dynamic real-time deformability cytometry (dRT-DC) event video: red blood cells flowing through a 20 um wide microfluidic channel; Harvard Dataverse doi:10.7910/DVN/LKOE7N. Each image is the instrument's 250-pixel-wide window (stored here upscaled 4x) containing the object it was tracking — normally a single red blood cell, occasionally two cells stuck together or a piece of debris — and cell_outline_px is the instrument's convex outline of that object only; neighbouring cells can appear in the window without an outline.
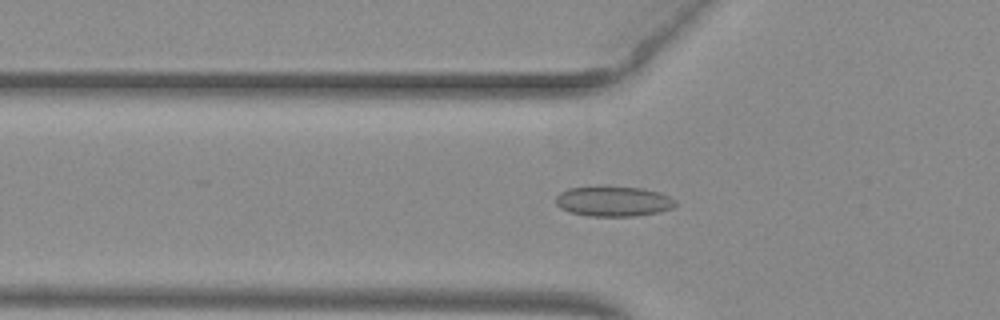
{"species": "common noctule bat (a hibernating species)", "species_latin": "Nyctalus noctula", "temperature_condition": "warm", "stored_images_in_passage": 53, "camera_frame_rate_fps": 3000, "um_per_image_px": 0.085, "animal": {"sex": "female", "body_mass_g": 29.2, "forearm_length_mm": 56.3}, "frame": {"image": 1, "passage_image": 19, "time_ms": 6.0, "image_size_px": [1000, 320], "cell_outline_px": [[676, 204], [672, 208], [660, 212], [632, 216], [588, 216], [572, 212], [560, 208], [556, 204], [556, 196], [560, 192], [568, 188], [644, 188], [660, 192], [676, 200]], "centroid_in_image_um": [52.17, 17.13], "position_along_channel_um": 73.6, "area_um2": 20.58}}
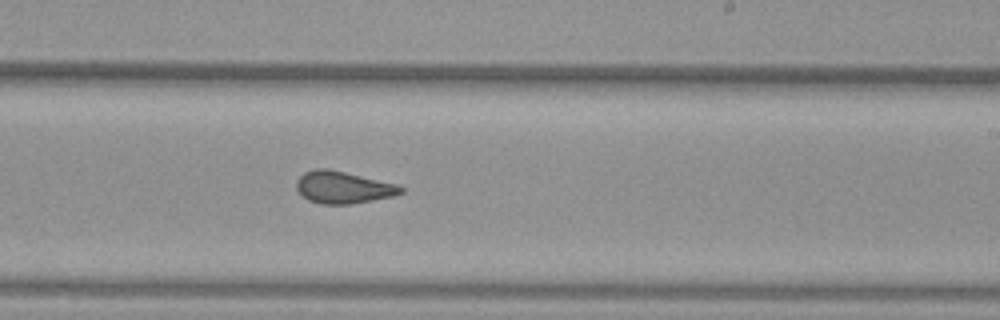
{"frame": {"image": 2, "passage_image": 33, "time_ms": 10.667, "image_size_px": [1000, 320], "cell_outline_px": [[404, 192], [396, 196], [352, 204], [320, 204], [308, 200], [296, 188], [296, 180], [304, 172], [316, 168], [328, 168], [396, 184], [404, 188]], "centroid_in_image_um": [29.17, 15.93], "position_along_channel_um": 259.8, "area_um2": 19.59}}
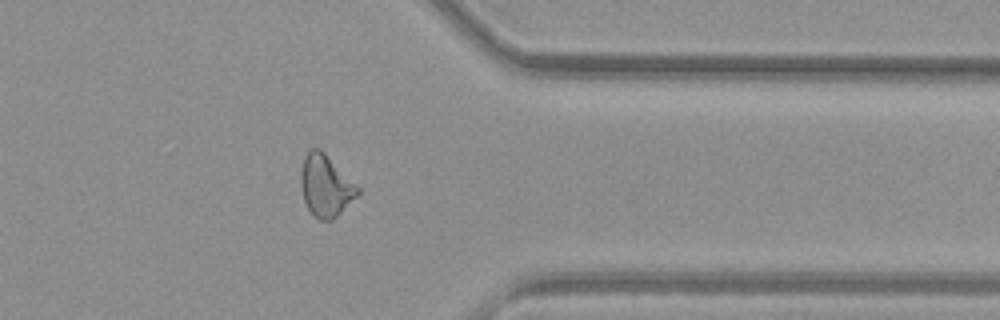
{"frame": {"image": 3, "passage_image": 43, "time_ms": 14.0, "image_size_px": [1000, 320], "cell_outline_px": [[360, 192], [332, 220], [320, 220], [312, 216], [304, 200], [300, 184], [300, 176], [304, 156], [312, 148], [320, 148], [360, 188]], "centroid_in_image_um": [27.65, 15.79], "position_along_channel_um": 383.7, "area_um2": 20.23}, "authors_computed_cell_mechanics": {"area_um2": 20.4612, "velocity_mm_per_s": 3.9839, "shape_relaxation_time_tau1_ms": null, "shape_relaxation_time_tau2_ms": 1.0921, "deformation_change_tau1": null, "deformation_change_tau2": 0.0668}}